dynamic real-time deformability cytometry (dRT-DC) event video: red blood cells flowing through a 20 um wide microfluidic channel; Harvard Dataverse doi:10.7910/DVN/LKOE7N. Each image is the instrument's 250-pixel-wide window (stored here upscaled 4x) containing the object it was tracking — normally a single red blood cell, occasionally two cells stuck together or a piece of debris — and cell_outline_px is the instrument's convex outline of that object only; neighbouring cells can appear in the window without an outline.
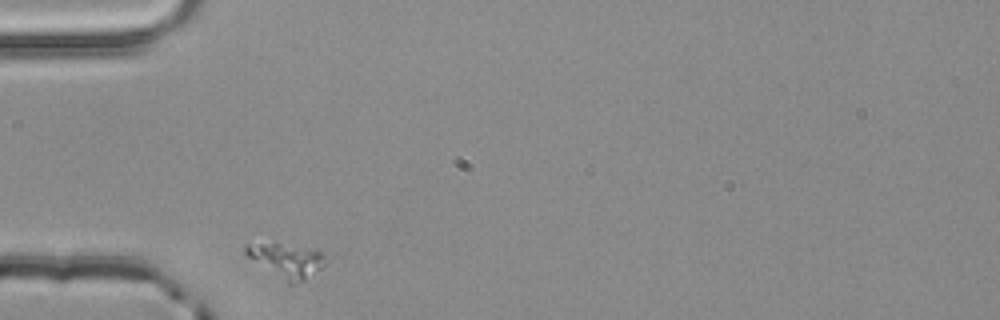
{"species": "common noctule bat (a hibernating species)", "species_latin": "Nyctalus noctula", "temperature_condition": "room temperature", "stored_images_in_passage": 30, "camera_frame_rate_fps": 3000, "um_per_image_px": 0.085, "animal": {"sex": "male", "body_mass_g": 20.4}, "frame": {"image": 1, "passage_image": 1, "time_ms": 0.0, "image_size_px": [1000, 320], "cell_outline_px": [[324, 264], [320, 268], [304, 280], [292, 284], [288, 284], [248, 256], [244, 252], [244, 244], [280, 244], [316, 248], [324, 256]], "centroid_in_image_um": [24.36, 22.13], "position_along_channel_um": 60.6, "area_um2": 15.37}}
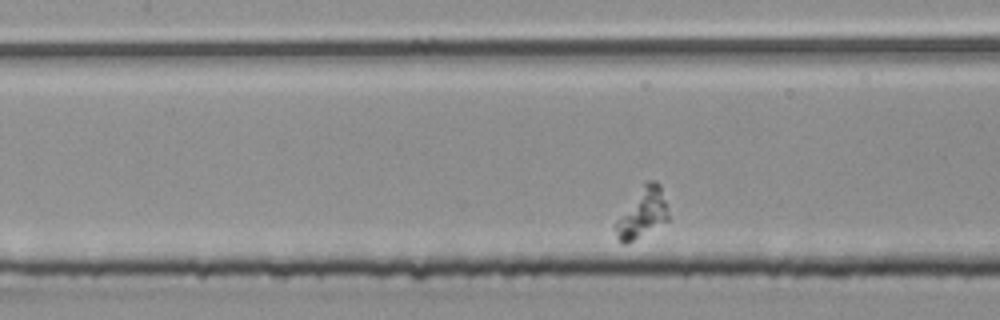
{"frame": {"image": 2, "passage_image": 10, "time_ms": 3.0, "image_size_px": [1000, 320], "cell_outline_px": [[668, 220], [632, 240], [624, 244], [616, 236], [612, 228], [616, 220], [644, 184], [648, 180], [656, 180], [660, 184], [668, 212]], "centroid_in_image_um": [54.58, 18.11], "position_along_channel_um": 152.8, "area_um2": 14.68}}
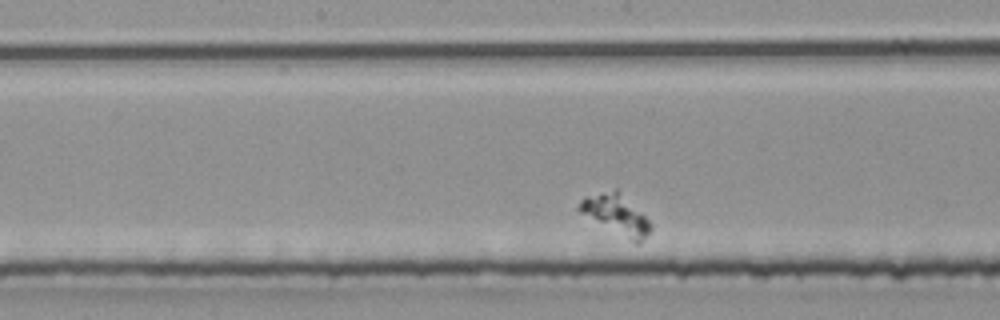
{"frame": {"image": 3, "passage_image": 14, "time_ms": 4.333, "image_size_px": [1000, 320], "cell_outline_px": [[652, 228], [636, 244], [580, 212], [576, 208], [580, 200], [584, 196], [616, 188], [652, 224]], "centroid_in_image_um": [52.33, 18.2], "position_along_channel_um": 195.9, "area_um2": 16.01}}